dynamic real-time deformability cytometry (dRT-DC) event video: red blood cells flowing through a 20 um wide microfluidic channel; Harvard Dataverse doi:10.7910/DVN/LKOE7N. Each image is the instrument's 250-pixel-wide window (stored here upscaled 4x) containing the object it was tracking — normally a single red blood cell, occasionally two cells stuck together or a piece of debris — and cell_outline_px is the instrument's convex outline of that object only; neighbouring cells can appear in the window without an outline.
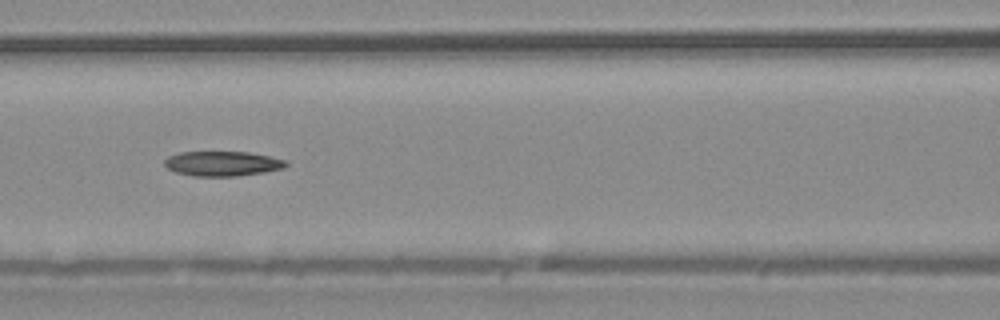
{"species": "common noctule bat (a hibernating species)", "species_latin": "Nyctalus noctula", "temperature_condition": "warm", "stored_images_in_passage": 8, "camera_frame_rate_fps": 3000, "um_per_image_px": 0.085, "animal": {"sex": "male", "body_mass_g": 20.4}, "frame": {"image": 1, "passage_image": 7, "time_ms": 2.0, "image_size_px": [1000, 320], "cell_outline_px": [[288, 164], [284, 168], [264, 172], [236, 176], [192, 176], [176, 172], [168, 168], [164, 164], [164, 160], [168, 156], [180, 152], [248, 152], [288, 160]], "centroid_in_image_um": [18.91, 13.9], "position_along_channel_um": 147.7, "area_um2": 17.57}}
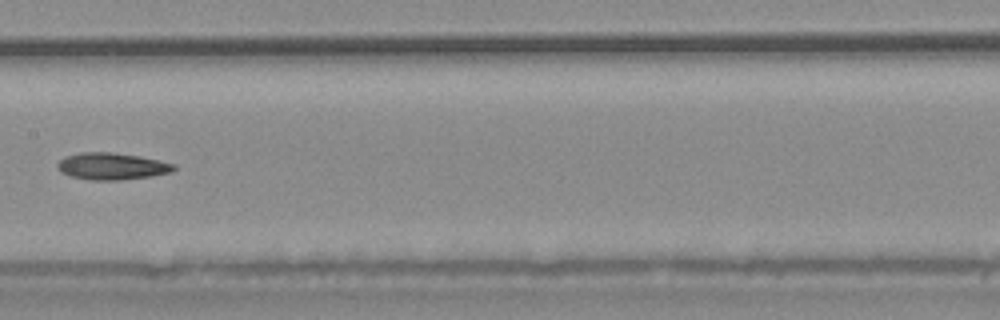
{"frame": {"image": 2, "passage_image": 8, "time_ms": 2.333, "image_size_px": [1000, 320], "cell_outline_px": [[176, 168], [172, 172], [152, 176], [120, 180], [88, 180], [72, 176], [60, 172], [56, 164], [64, 156], [80, 152], [112, 152], [140, 156], [176, 164]], "centroid_in_image_um": [9.51, 14.13], "position_along_channel_um": 197.9, "area_um2": 18.38}}